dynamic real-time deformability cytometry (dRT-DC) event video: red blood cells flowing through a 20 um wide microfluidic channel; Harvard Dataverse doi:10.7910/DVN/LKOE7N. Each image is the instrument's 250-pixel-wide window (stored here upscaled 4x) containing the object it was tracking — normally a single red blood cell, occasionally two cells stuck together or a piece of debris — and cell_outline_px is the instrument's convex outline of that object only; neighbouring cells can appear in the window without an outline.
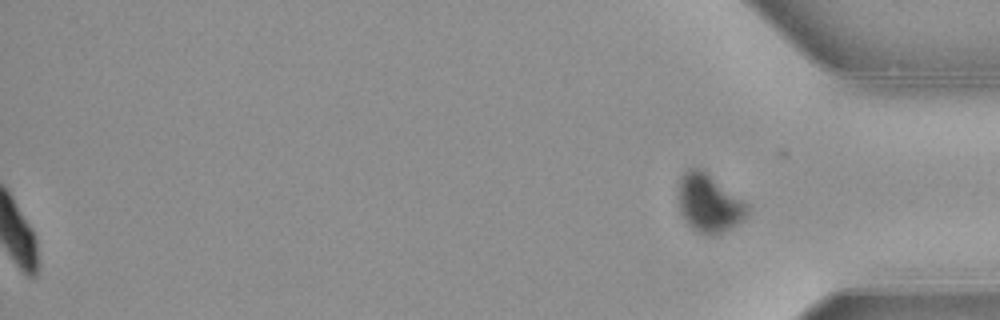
{"species": "common noctule bat (a hibernating species)", "species_latin": "Nyctalus noctula", "temperature_condition": "warm", "stored_images_in_passage": 55, "segment_of_instrument_passage": [2, 2], "camera_frame_rate_fps": 3000, "um_per_image_px": 0.085, "animal": {"sex": "female", "body_mass_g": 21.9}, "frame": {"image": 1, "passage_image": 55, "time_ms": 18.0, "image_size_px": [1000, 320], "cell_outline_px": [[748, 216], [736, 224], [712, 236], [696, 232], [688, 224], [680, 212], [676, 196], [676, 192], [680, 176], [688, 168], [704, 168], [748, 204]], "centroid_in_image_um": [60.22, 17.22], "position_along_channel_um": 375.0, "area_um2": 23.87}}